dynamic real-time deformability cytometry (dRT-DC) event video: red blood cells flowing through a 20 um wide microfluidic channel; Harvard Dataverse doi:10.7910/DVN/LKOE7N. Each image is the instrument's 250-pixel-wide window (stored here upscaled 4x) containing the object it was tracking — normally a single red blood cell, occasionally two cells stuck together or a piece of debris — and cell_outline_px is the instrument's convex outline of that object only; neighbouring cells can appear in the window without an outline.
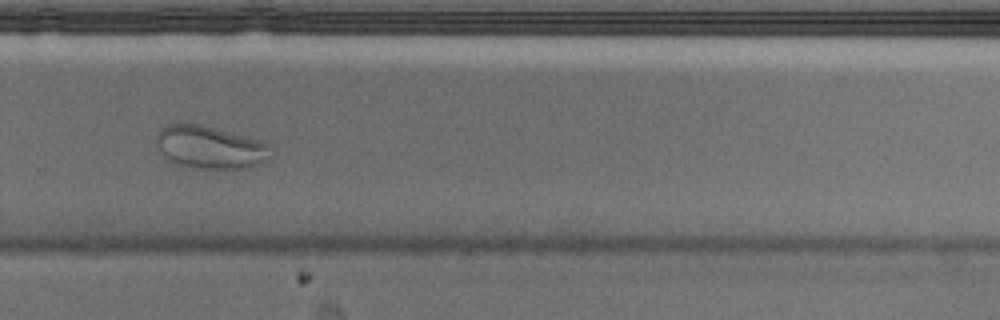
{"species": "Egyptian fruit bat (a non-hibernating species)", "species_latin": "Rousettus aegyptiacus", "temperature_condition": "cold", "stored_images_in_passage": 40, "camera_frame_rate_fps": 3000, "um_per_image_px": 0.085, "animal": {"sex": "male"}, "frame": {"image": 1, "passage_image": 23, "time_ms": 7.333, "image_size_px": [1000, 320], "cell_outline_px": [[272, 156], [268, 160], [260, 164], [248, 168], [192, 168], [176, 164], [168, 160], [160, 152], [156, 140], [156, 132], [164, 124], [200, 124], [216, 128], [260, 140], [272, 144]], "centroid_in_image_um": [17.88, 12.52], "position_along_channel_um": 311.9, "area_um2": 28.96}}